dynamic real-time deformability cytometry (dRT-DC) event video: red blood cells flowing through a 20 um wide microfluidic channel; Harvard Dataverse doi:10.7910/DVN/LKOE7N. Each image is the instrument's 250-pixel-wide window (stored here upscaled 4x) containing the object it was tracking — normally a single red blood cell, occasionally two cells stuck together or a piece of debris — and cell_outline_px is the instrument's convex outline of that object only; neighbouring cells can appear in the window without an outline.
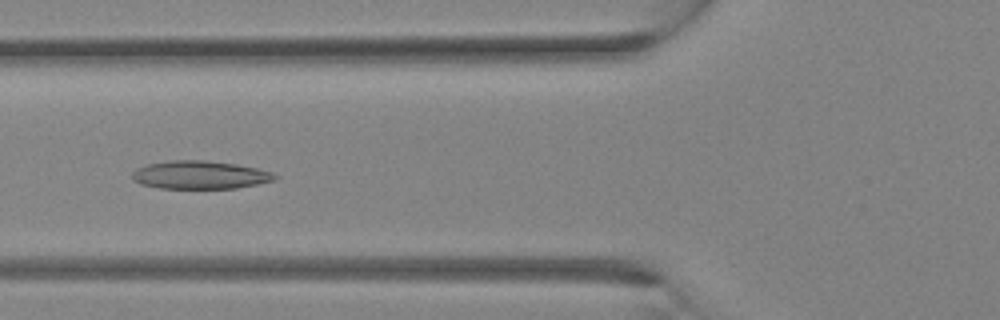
{"species": "Egyptian fruit bat (a non-hibernating species)", "species_latin": "Rousettus aegyptiacus", "temperature_condition": "room temperature", "stored_images_in_passage": 33, "camera_frame_rate_fps": 3000, "um_per_image_px": 0.085, "animal": {"sex": "female"}, "frame": {"image": 1, "passage_image": 13, "time_ms": 4.0, "image_size_px": [1000, 320], "cell_outline_px": [[276, 180], [236, 188], [160, 188], [140, 184], [132, 180], [132, 172], [136, 168], [148, 164], [172, 160], [204, 160], [236, 164], [256, 168], [272, 172], [276, 176]], "centroid_in_image_um": [16.96, 14.86], "position_along_channel_um": 108.8, "area_um2": 23.29}}
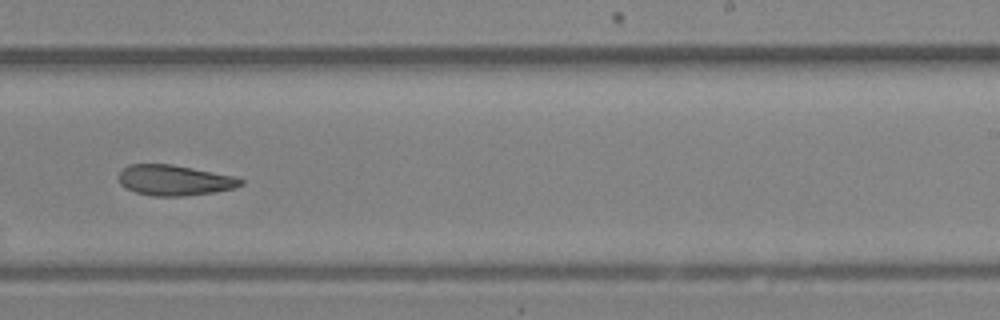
{"frame": {"image": 2, "passage_image": 21, "time_ms": 6.667, "image_size_px": [1000, 320], "cell_outline_px": [[244, 184], [236, 188], [212, 192], [184, 196], [152, 196], [136, 192], [124, 188], [120, 184], [116, 176], [128, 164], [172, 164], [232, 176], [244, 180]], "centroid_in_image_um": [14.78, 15.32], "position_along_channel_um": 274.2, "area_um2": 21.73}}
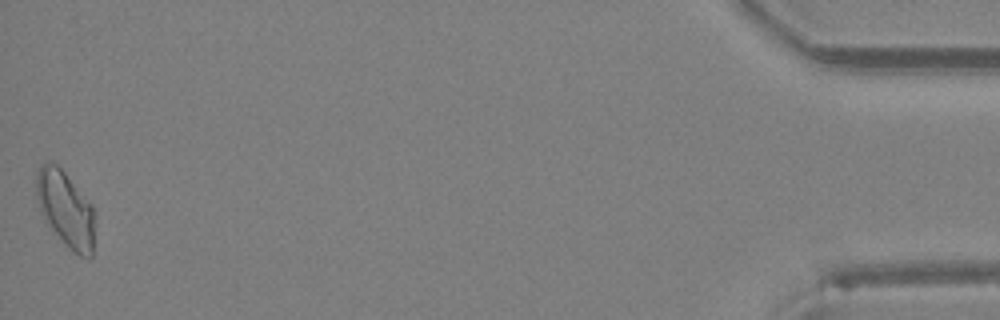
{"frame": {"image": 3, "passage_image": 33, "time_ms": 10.667, "image_size_px": [1000, 320], "cell_outline_px": [[92, 256], [88, 260], [72, 252], [48, 224], [40, 212], [36, 196], [36, 172], [44, 164], [56, 164], [64, 172], [92, 204]], "centroid_in_image_um": [5.55, 17.79], "position_along_channel_um": 429.7, "area_um2": 25.14}}